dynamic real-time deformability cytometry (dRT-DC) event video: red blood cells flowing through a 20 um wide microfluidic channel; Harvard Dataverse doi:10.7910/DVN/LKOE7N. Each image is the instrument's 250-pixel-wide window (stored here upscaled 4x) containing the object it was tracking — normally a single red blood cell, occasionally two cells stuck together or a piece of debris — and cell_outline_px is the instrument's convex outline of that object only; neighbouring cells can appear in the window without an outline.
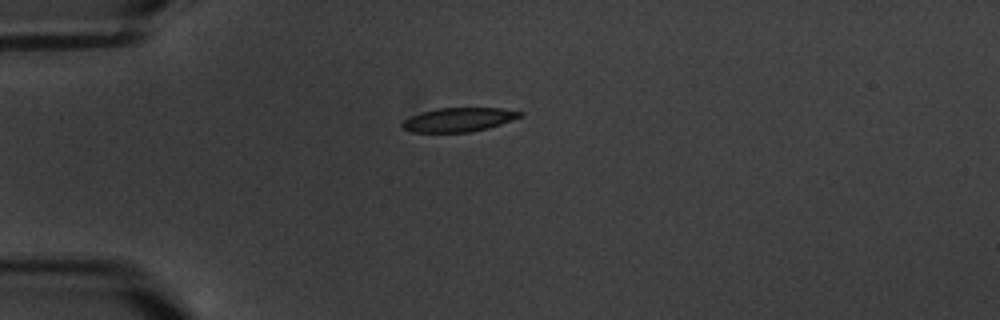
{"species": "common noctule bat (a hibernating species)", "species_latin": "Nyctalus noctula", "temperature_condition": "warm", "stored_images_in_passage": 4, "camera_frame_rate_fps": 3000, "um_per_image_px": 0.085, "animal": {"sex": "male", "body_mass_g": 20.1, "forearm_length_mm": 53.5}, "frame": {"image": 1, "passage_image": 1, "time_ms": 0.0, "image_size_px": [1000, 320], "cell_outline_px": [[524, 116], [488, 128], [468, 132], [412, 132], [404, 128], [400, 124], [404, 120], [420, 112], [436, 108], [500, 108], [524, 112]], "centroid_in_image_um": [39.01, 10.16], "position_along_channel_um": 46.0, "area_um2": 16.42}}
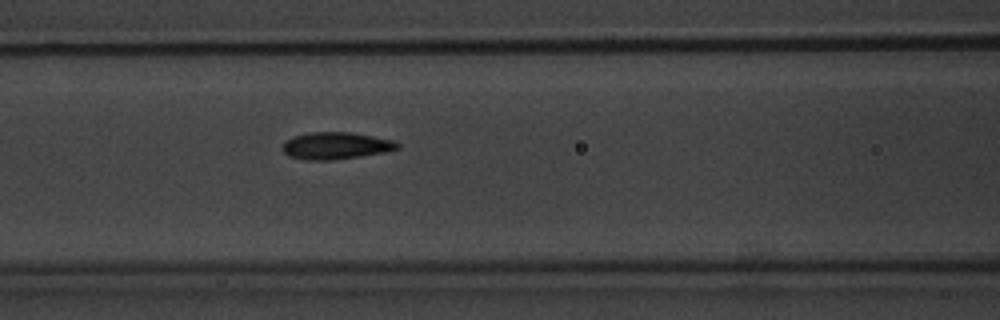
{"frame": {"image": 2, "passage_image": 4, "time_ms": 3.333, "image_size_px": [1000, 320], "cell_outline_px": [[400, 148], [384, 152], [360, 156], [332, 160], [308, 160], [288, 156], [280, 148], [284, 140], [292, 136], [308, 132], [348, 132], [396, 140], [400, 144]], "centroid_in_image_um": [28.51, 12.38], "position_along_channel_um": 138.1, "area_um2": 18.32}}